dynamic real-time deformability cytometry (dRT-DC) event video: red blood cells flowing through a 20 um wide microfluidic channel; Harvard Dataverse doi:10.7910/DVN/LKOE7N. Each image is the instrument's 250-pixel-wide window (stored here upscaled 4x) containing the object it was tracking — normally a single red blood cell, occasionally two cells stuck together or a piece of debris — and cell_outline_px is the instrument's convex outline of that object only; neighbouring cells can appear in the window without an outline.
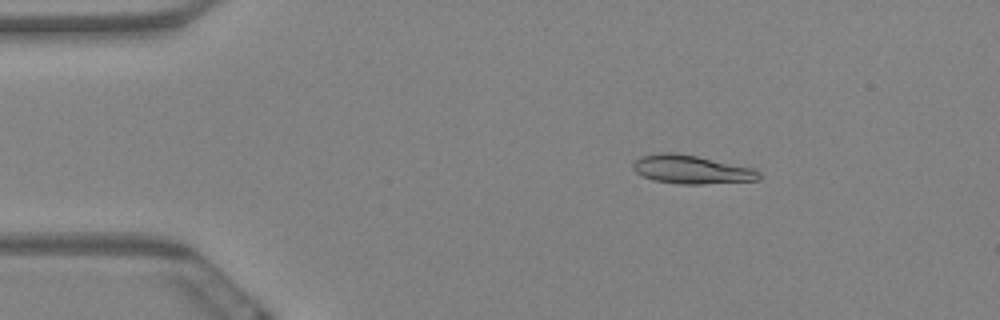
{"species": "Egyptian fruit bat (a non-hibernating species)", "species_latin": "Rousettus aegyptiacus", "temperature_condition": "warm", "stored_images_in_passage": 5, "camera_frame_rate_fps": 3000, "um_per_image_px": 0.085, "animal": {"sex": "female"}, "frame": {"image": 1, "passage_image": 3, "time_ms": 0.667, "image_size_px": [1000, 320], "cell_outline_px": [[760, 180], [700, 184], [680, 184], [656, 180], [644, 176], [636, 172], [632, 168], [632, 164], [640, 156], [660, 152], [676, 152], [696, 156], [752, 168], [760, 172]], "centroid_in_image_um": [58.75, 14.4], "position_along_channel_um": 26.2, "area_um2": 20.75}}